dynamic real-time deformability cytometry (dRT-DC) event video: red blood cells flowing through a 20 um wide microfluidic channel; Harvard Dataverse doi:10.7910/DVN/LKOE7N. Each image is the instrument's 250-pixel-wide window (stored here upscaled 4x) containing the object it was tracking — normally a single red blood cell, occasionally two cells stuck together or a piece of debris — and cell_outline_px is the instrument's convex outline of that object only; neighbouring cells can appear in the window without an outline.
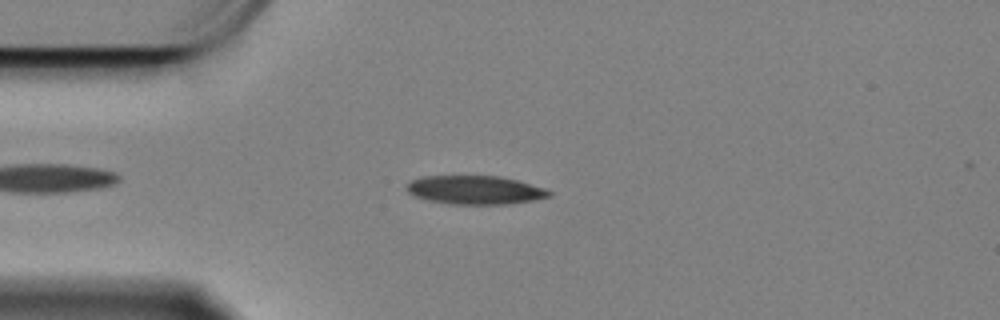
{"species": "Egyptian fruit bat (a non-hibernating species)", "species_latin": "Rousettus aegyptiacus", "temperature_condition": "cold", "stored_images_in_passage": 42, "camera_frame_rate_fps": 3000, "um_per_image_px": 0.085, "animal": {"sex": "female"}, "frame": {"image": 1, "passage_image": 1, "time_ms": 0.0, "image_size_px": [1000, 320], "cell_outline_px": [[552, 196], [512, 204], [448, 204], [428, 200], [416, 196], [408, 192], [404, 188], [412, 180], [428, 176], [496, 176], [516, 180], [544, 188], [552, 192]], "centroid_in_image_um": [40.39, 16.16], "position_along_channel_um": 44.6, "area_um2": 23.58}}
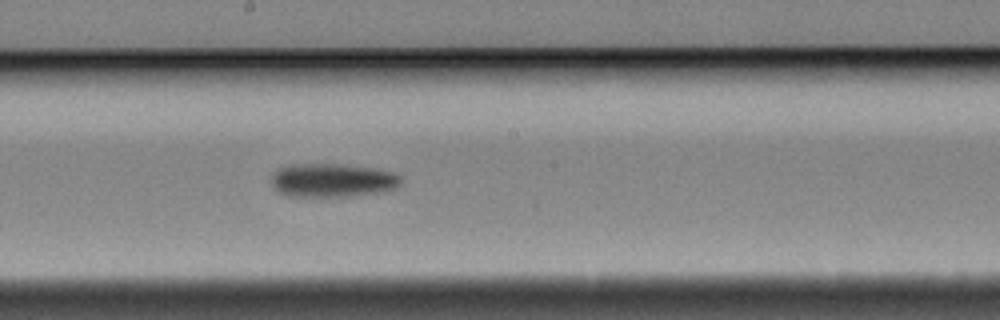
{"frame": {"image": 2, "passage_image": 18, "time_ms": 5.667, "image_size_px": [1000, 320], "cell_outline_px": [[400, 184], [396, 188], [380, 192], [352, 196], [284, 196], [272, 184], [272, 176], [276, 168], [288, 164], [336, 164], [372, 168], [392, 172], [400, 176]], "centroid_in_image_um": [28.22, 15.32], "position_along_channel_um": 220.0, "area_um2": 25.32}}
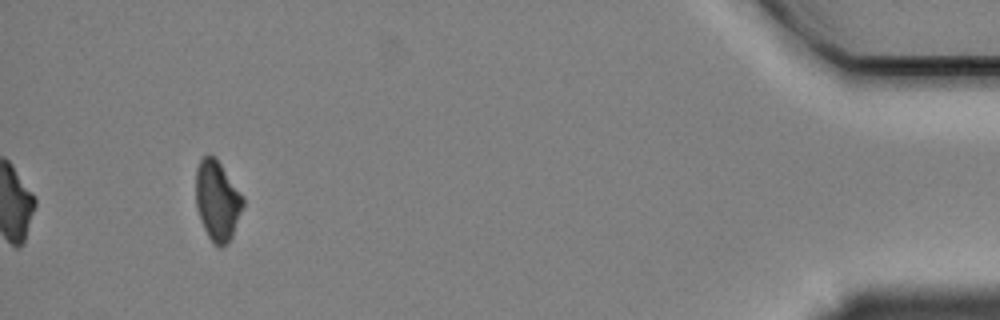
{"frame": {"image": 3, "passage_image": 42, "time_ms": 13.667, "image_size_px": [1000, 320], "cell_outline_px": [[244, 204], [232, 236], [220, 248], [216, 248], [212, 244], [200, 220], [196, 208], [196, 168], [200, 160], [208, 152], [220, 164], [244, 196]], "centroid_in_image_um": [18.46, 17.07], "position_along_channel_um": 416.7, "area_um2": 21.96}, "authors_computed_cell_mechanics": {"area_um2": 24.0737, "velocity_mm_per_s": 3.346, "shape_relaxation_time_tau1_ms": 4.2956, "shape_relaxation_time_tau2_ms": null, "deformation_change_tau1": 0.1089, "deformation_change_tau2": null}}